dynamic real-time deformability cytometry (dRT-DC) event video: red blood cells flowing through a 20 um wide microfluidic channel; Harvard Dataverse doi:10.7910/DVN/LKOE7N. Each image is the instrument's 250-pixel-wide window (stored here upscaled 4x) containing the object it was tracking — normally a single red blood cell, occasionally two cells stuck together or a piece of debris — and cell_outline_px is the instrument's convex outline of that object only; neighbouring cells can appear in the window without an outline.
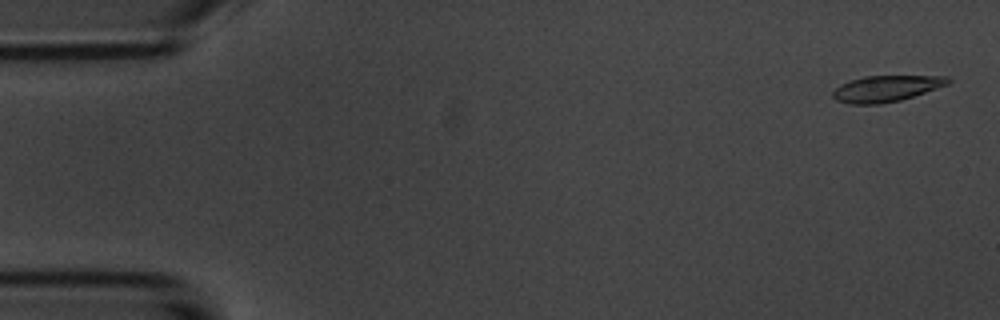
{"species": "common noctule bat (a hibernating species)", "species_latin": "Nyctalus noctula", "temperature_condition": "room temperature", "stored_images_in_passage": 5, "camera_frame_rate_fps": 3000, "um_per_image_px": 0.085, "animal": {"sex": "male", "body_mass_g": 20.1, "forearm_length_mm": 53.5}, "frame": {"image": 1, "passage_image": 1, "time_ms": 0.0, "image_size_px": [1000, 320], "cell_outline_px": [[952, 80], [948, 84], [900, 100], [880, 104], [848, 104], [836, 100], [832, 96], [832, 92], [840, 84], [864, 76], [948, 76]], "centroid_in_image_um": [75.3, 7.53], "position_along_channel_um": 9.7, "area_um2": 17.4}}
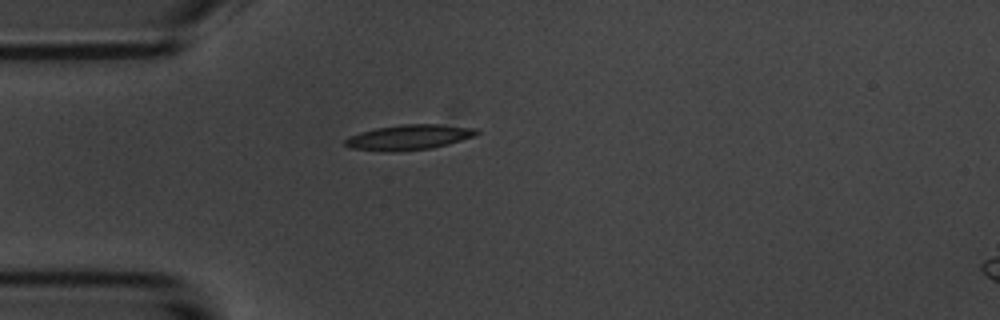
{"frame": {"image": 2, "passage_image": 5, "time_ms": 4.333, "image_size_px": [1000, 320], "cell_outline_px": [[480, 132], [476, 136], [448, 144], [432, 148], [396, 152], [384, 152], [352, 148], [344, 144], [344, 140], [348, 136], [360, 132], [376, 128], [404, 124], [440, 124], [480, 128]], "centroid_in_image_um": [34.8, 11.67], "position_along_channel_um": 50.2, "area_um2": 19.59}}